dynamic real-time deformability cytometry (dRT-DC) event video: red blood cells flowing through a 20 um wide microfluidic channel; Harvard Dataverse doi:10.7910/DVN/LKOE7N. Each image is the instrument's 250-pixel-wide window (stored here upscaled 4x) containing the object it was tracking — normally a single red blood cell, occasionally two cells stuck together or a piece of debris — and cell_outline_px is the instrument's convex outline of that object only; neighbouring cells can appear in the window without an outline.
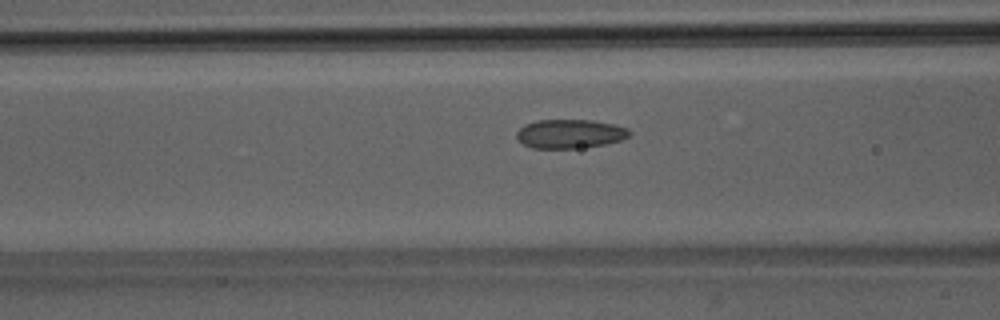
{"species": "Egyptian fruit bat (a non-hibernating species)", "species_latin": "Rousettus aegyptiacus", "temperature_condition": "room temperature", "stored_images_in_passage": 44, "camera_frame_rate_fps": 3000, "um_per_image_px": 0.085, "animal": {"sex": "male"}, "frame": {"image": 1, "passage_image": 14, "time_ms": 4.333, "image_size_px": [1000, 320], "cell_outline_px": [[632, 132], [628, 136], [620, 140], [604, 144], [580, 148], [532, 148], [524, 144], [516, 136], [516, 132], [524, 124], [536, 120], [592, 120], [612, 124], [628, 128]], "centroid_in_image_um": [48.43, 11.37], "position_along_channel_um": 118.2, "area_um2": 18.96}}
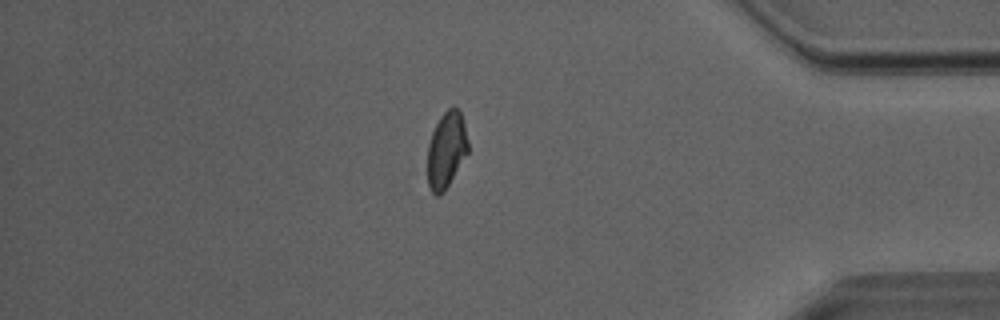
{"frame": {"image": 2, "passage_image": 37, "time_ms": 12.0, "image_size_px": [1000, 320], "cell_outline_px": [[468, 152], [444, 192], [440, 196], [436, 196], [432, 192], [428, 184], [428, 144], [432, 132], [440, 116], [448, 108], [456, 108], [460, 112], [464, 124], [468, 144]], "centroid_in_image_um": [37.93, 12.77], "position_along_channel_um": 397.3, "area_um2": 17.8}}
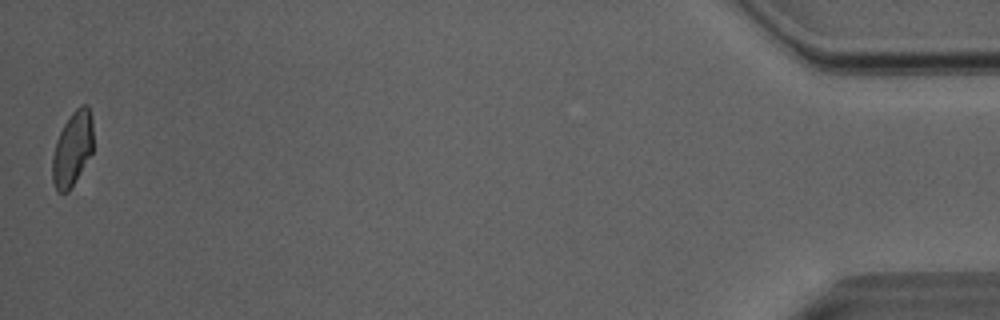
{"frame": {"image": 3, "passage_image": 44, "time_ms": 14.333, "image_size_px": [1000, 320], "cell_outline_px": [[92, 152], [68, 192], [56, 192], [52, 180], [52, 156], [56, 140], [64, 124], [72, 112], [80, 104], [88, 104], [92, 116]], "centroid_in_image_um": [6.14, 12.62], "position_along_channel_um": 429.1, "area_um2": 17.69}, "authors_computed_cell_mechanics": {"area_um2": 18.9295, "velocity_mm_per_s": 4.0553, "shape_relaxation_time_tau1_ms": 8.1015, "shape_relaxation_time_tau2_ms": 1.5681, "deformation_change_tau1": 0.1449, "deformation_change_tau2": 0.0533}}